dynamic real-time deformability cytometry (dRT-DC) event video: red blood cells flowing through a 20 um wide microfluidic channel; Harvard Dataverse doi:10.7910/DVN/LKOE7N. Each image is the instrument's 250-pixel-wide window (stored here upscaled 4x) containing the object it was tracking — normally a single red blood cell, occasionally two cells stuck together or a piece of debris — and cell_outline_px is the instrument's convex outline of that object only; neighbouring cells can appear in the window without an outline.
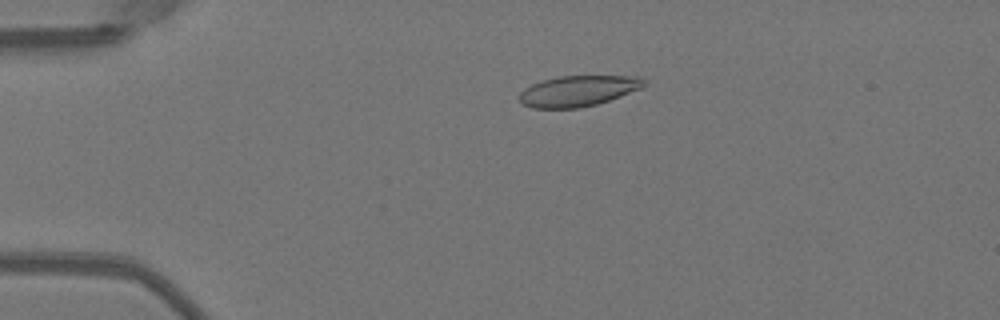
{"species": "Egyptian fruit bat (a non-hibernating species)", "species_latin": "Rousettus aegyptiacus", "temperature_condition": "warm", "stored_images_in_passage": 52, "camera_frame_rate_fps": 3000, "um_per_image_px": 0.085, "animal": {"sex": "female"}, "frame": {"image": 1, "passage_image": 12, "time_ms": 3.667, "image_size_px": [1000, 320], "cell_outline_px": [[648, 84], [640, 88], [620, 96], [596, 104], [580, 108], [532, 108], [520, 104], [520, 92], [524, 88], [532, 84], [544, 80], [560, 76], [640, 76]], "centroid_in_image_um": [49.12, 7.73], "position_along_channel_um": 35.9, "area_um2": 22.25}}
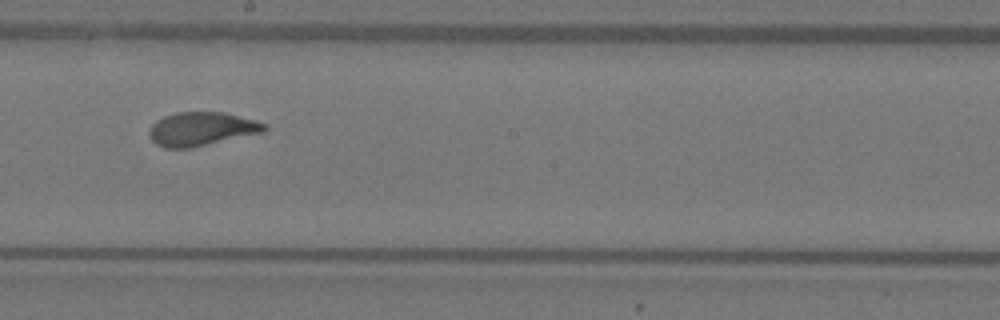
{"frame": {"image": 2, "passage_image": 30, "time_ms": 9.667, "image_size_px": [1000, 320], "cell_outline_px": [[268, 128], [264, 132], [192, 148], [164, 148], [156, 144], [152, 140], [152, 124], [156, 120], [164, 116], [176, 112], [224, 112], [268, 124]], "centroid_in_image_um": [17.17, 10.96], "position_along_channel_um": 231.0, "area_um2": 22.48}}
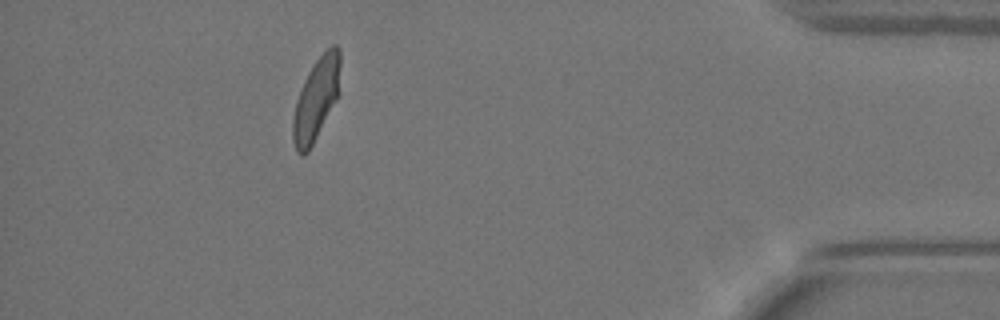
{"frame": {"image": 3, "passage_image": 47, "time_ms": 15.333, "image_size_px": [1000, 320], "cell_outline_px": [[340, 64], [336, 100], [308, 152], [304, 156], [300, 156], [296, 152], [292, 140], [292, 116], [296, 100], [300, 88], [308, 72], [316, 60], [332, 44], [336, 44], [340, 48]], "centroid_in_image_um": [26.83, 8.46], "position_along_channel_um": 408.4, "area_um2": 22.6}, "authors_computed_cell_mechanics": {"area_um2": 22.7154, "velocity_mm_per_s": 4.0018, "shape_relaxation_time_tau1_ms": 3.9822, "shape_relaxation_time_tau2_ms": null, "deformation_change_tau1": 0.1678, "deformation_change_tau2": null}}